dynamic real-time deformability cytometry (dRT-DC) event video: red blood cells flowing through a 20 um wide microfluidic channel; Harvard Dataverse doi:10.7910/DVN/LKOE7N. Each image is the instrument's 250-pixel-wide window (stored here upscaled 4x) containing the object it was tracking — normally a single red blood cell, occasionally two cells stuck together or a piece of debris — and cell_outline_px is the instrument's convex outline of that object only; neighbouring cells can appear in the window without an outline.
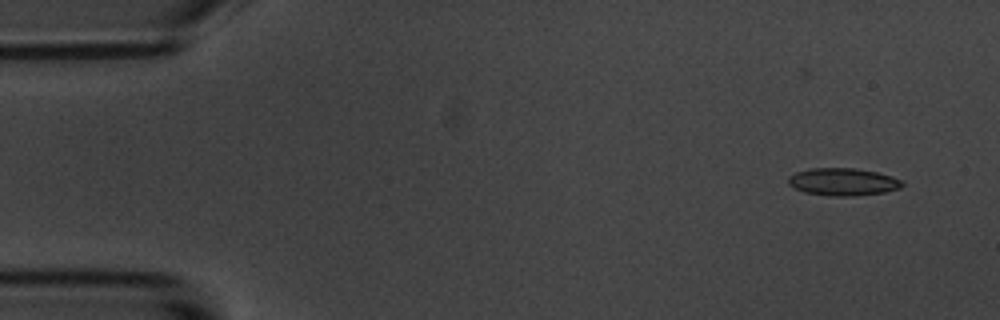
{"species": "common noctule bat (a hibernating species)", "species_latin": "Nyctalus noctula", "temperature_condition": "room temperature", "stored_images_in_passage": 53, "camera_frame_rate_fps": 3000, "um_per_image_px": 0.085, "animal": {"sex": "male", "body_mass_g": 20.1, "forearm_length_mm": 53.5}, "frame": {"image": 1, "passage_image": 1, "time_ms": 0.0, "image_size_px": [1000, 320], "cell_outline_px": [[904, 184], [900, 188], [884, 192], [852, 196], [832, 196], [804, 192], [788, 184], [788, 176], [796, 172], [812, 168], [856, 168], [876, 172], [892, 176], [900, 180]], "centroid_in_image_um": [71.64, 15.45], "position_along_channel_um": 13.4, "area_um2": 18.15}}
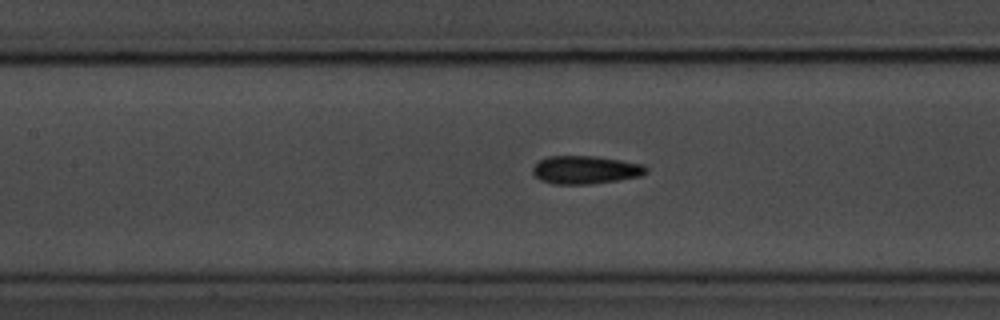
{"frame": {"image": 2, "passage_image": 22, "time_ms": 7.0, "image_size_px": [1000, 320], "cell_outline_px": [[648, 172], [640, 176], [592, 184], [556, 184], [540, 180], [532, 172], [532, 168], [540, 160], [548, 156], [596, 156], [644, 164], [648, 168]], "centroid_in_image_um": [49.78, 14.43], "position_along_channel_um": 157.6, "area_um2": 18.55}}
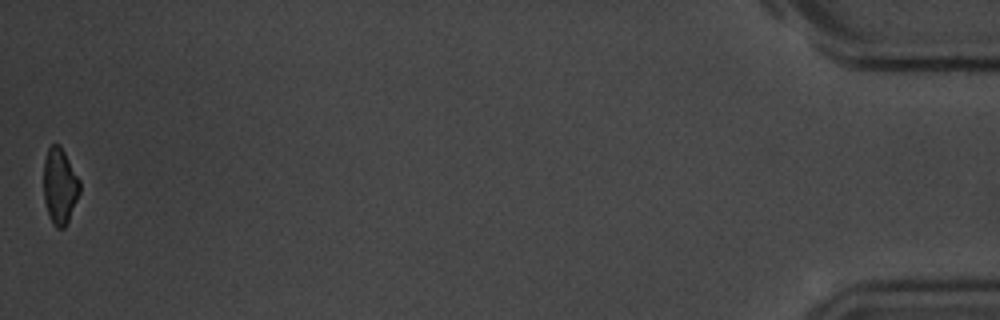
{"frame": {"image": 3, "passage_image": 53, "time_ms": 17.333, "image_size_px": [1000, 320], "cell_outline_px": [[80, 192], [68, 220], [64, 228], [56, 228], [52, 224], [44, 200], [44, 160], [48, 148], [52, 144], [60, 144], [80, 180]], "centroid_in_image_um": [5.08, 15.8], "position_along_channel_um": 430.1, "area_um2": 15.9}, "authors_computed_cell_mechanics": {"area_um2": 17.8024, "velocity_mm_per_s": 3.5764, "shape_relaxation_time_tau1_ms": 3.4406, "shape_relaxation_time_tau2_ms": 2.7316, "deformation_change_tau1": 0.1028, "deformation_change_tau2": 0.1091}}